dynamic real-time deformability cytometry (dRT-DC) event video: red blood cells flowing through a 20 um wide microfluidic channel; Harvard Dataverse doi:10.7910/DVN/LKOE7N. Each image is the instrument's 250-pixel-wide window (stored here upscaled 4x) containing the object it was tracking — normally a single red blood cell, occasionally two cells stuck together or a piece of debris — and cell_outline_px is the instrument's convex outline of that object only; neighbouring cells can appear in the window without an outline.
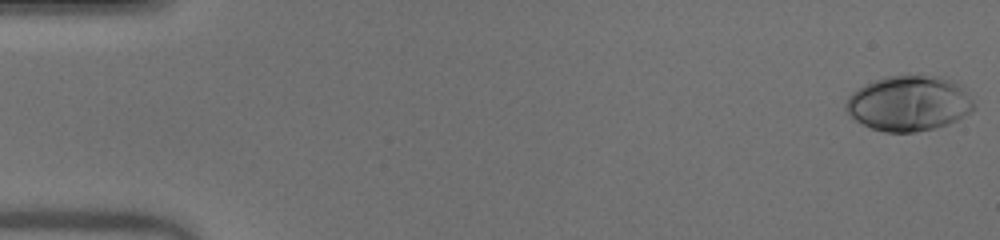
{"species": "human", "species_latin": "Homo sapiens", "temperature_condition": "warm", "stored_images_in_passage": 51, "camera_frame_rate_fps": 3000, "um_per_image_px": 0.085, "donor": {"sex": "male"}, "frame": {"image": 1, "passage_image": 1, "time_ms": 0.0, "image_size_px": [1000, 240], "cell_outline_px": [[976, 108], [972, 112], [948, 124], [916, 132], [884, 132], [872, 128], [856, 120], [844, 108], [844, 104], [848, 96], [852, 92], [864, 84], [884, 76], [940, 76], [956, 80], [964, 88], [976, 104]], "centroid_in_image_um": [77.28, 8.77], "position_along_channel_um": 7.7, "area_um2": 41.5}}
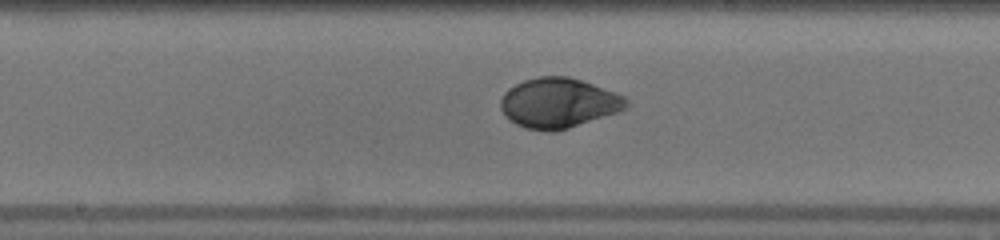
{"frame": {"image": 2, "passage_image": 27, "time_ms": 8.667, "image_size_px": [1000, 240], "cell_outline_px": [[628, 108], [568, 128], [552, 132], [524, 128], [516, 124], [500, 108], [500, 100], [504, 92], [508, 88], [524, 80], [540, 76], [568, 76], [628, 96]], "centroid_in_image_um": [47.49, 8.74], "position_along_channel_um": 200.7, "area_um2": 36.41}}
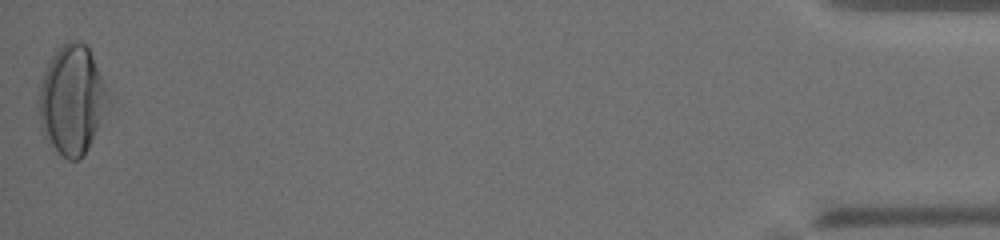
{"frame": {"image": 3, "passage_image": 51, "time_ms": 16.667, "image_size_px": [1000, 240], "cell_outline_px": [[108, 108], [88, 148], [80, 160], [68, 160], [44, 136], [40, 124], [40, 84], [48, 64], [52, 56], [68, 40], [76, 40], [84, 44], [88, 48], [92, 56], [100, 76], [108, 100]], "centroid_in_image_um": [6.11, 8.51], "position_along_channel_um": 429.1, "area_um2": 42.66}, "authors_computed_cell_mechanics": {"area_um2": 36.703, "velocity_mm_per_s": 4.0258, "shape_relaxation_time_tau1_ms": 4.6328, "shape_relaxation_time_tau2_ms": null, "deformation_change_tau1": 0.226, "deformation_change_tau2": null}}